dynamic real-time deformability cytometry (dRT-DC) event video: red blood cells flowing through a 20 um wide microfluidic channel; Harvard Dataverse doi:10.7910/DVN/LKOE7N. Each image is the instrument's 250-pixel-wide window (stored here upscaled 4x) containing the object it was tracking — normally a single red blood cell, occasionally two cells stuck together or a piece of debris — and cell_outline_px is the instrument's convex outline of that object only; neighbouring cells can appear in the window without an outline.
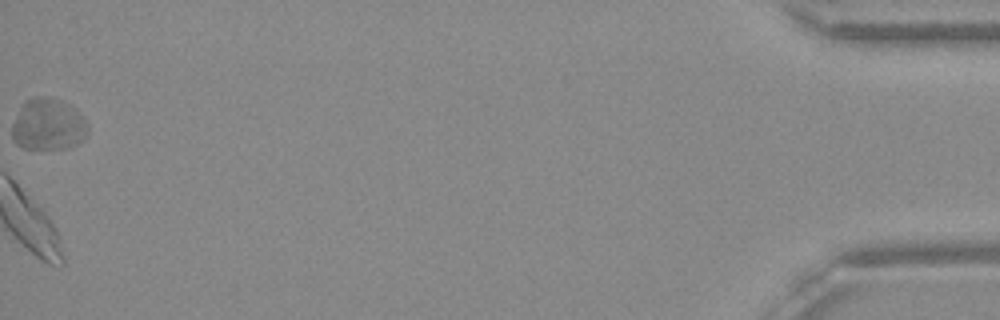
{"species": "Egyptian fruit bat (a non-hibernating species)", "species_latin": "Rousettus aegyptiacus", "temperature_condition": "warm", "stored_images_in_passage": 51, "camera_frame_rate_fps": 3000, "um_per_image_px": 0.085, "frame": {"image": 1, "passage_image": 51, "time_ms": 16.667, "image_size_px": [1000, 320], "cell_outline_px": [[88, 132], [76, 144], [64, 148], [24, 148], [16, 144], [12, 140], [12, 124], [24, 100], [36, 96], [44, 96], [60, 100], [76, 108], [88, 124]], "centroid_in_image_um": [4.07, 10.56], "position_along_channel_um": 431.1, "area_um2": 22.77}}